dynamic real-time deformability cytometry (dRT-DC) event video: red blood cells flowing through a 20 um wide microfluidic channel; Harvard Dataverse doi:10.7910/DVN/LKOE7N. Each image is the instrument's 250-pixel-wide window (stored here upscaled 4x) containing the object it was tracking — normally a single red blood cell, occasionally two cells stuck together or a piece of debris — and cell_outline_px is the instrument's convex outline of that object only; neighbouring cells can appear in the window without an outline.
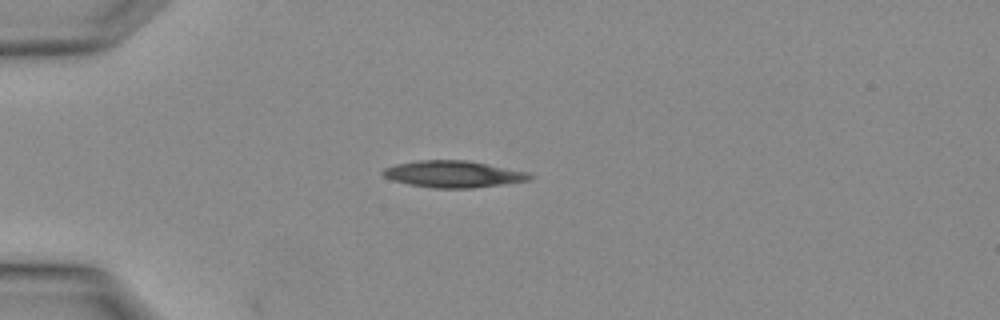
{"species": "Egyptian fruit bat (a non-hibernating species)", "species_latin": "Rousettus aegyptiacus", "temperature_condition": "warm", "stored_images_in_passage": 1, "camera_frame_rate_fps": 3000, "um_per_image_px": 0.085, "animal": {"sex": "female"}, "frame": {"image": 1, "passage_image": 1, "time_ms": 0.0, "image_size_px": [1000, 320], "cell_outline_px": [[536, 176], [532, 180], [504, 184], [472, 188], [432, 188], [408, 184], [392, 180], [384, 176], [380, 172], [384, 168], [396, 164], [420, 160], [464, 160], [528, 172]], "centroid_in_image_um": [38.54, 14.81], "position_along_channel_um": 46.5, "area_um2": 22.83}}